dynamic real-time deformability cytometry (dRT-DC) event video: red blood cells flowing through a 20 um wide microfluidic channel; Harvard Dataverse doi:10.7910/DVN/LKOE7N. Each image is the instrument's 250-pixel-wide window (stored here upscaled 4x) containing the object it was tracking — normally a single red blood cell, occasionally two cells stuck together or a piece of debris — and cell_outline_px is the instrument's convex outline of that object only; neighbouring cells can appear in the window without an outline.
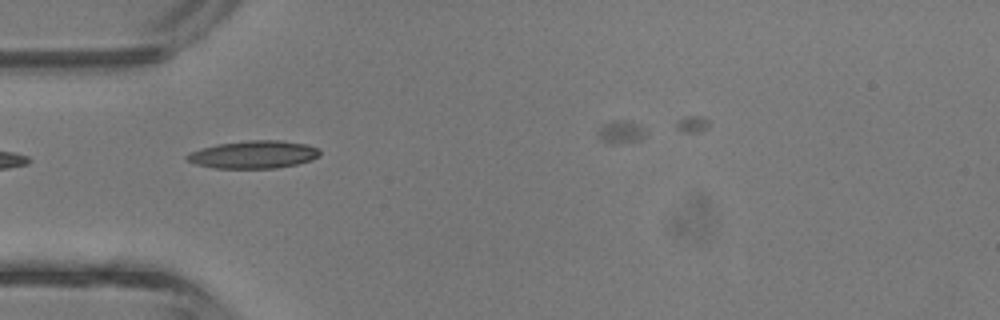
{"species": "common noctule bat (a hibernating species)", "species_latin": "Nyctalus noctula", "temperature_condition": "room temperature", "stored_images_in_passage": 3, "camera_frame_rate_fps": 3000, "um_per_image_px": 0.085, "animal": {"sex": "male", "body_mass_g": 13.3}, "frame": {"image": 1, "passage_image": 2, "time_ms": 0.333, "image_size_px": [1000, 320], "cell_outline_px": [[320, 156], [312, 160], [296, 164], [276, 168], [212, 168], [196, 164], [188, 160], [184, 156], [188, 152], [216, 144], [248, 140], [280, 140], [304, 144], [320, 148]], "centroid_in_image_um": [21.55, 13.13], "position_along_channel_um": 63.5, "area_um2": 21.56}}